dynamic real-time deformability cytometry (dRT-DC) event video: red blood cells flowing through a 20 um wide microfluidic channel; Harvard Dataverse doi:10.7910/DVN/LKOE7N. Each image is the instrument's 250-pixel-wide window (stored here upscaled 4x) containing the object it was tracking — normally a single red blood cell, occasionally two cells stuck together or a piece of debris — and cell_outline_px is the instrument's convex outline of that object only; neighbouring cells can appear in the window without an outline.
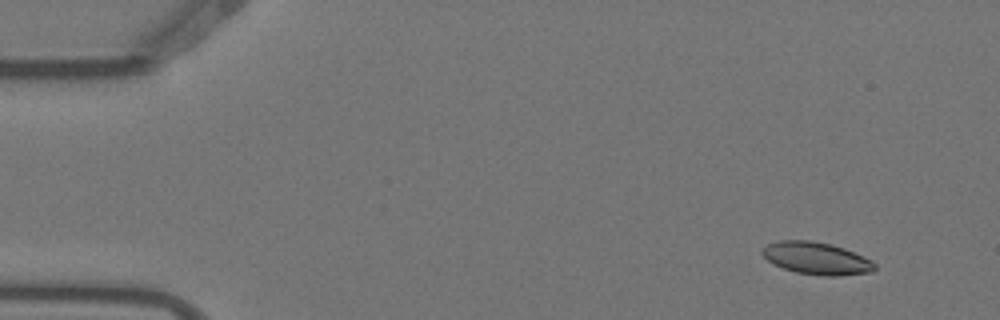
{"species": "Egyptian fruit bat (a non-hibernating species)", "species_latin": "Rousettus aegyptiacus", "temperature_condition": "warm", "stored_images_in_passage": 4, "camera_frame_rate_fps": 3000, "um_per_image_px": 0.085, "animal": {"sex": "female"}, "frame": {"image": 1, "passage_image": 1, "time_ms": 0.0, "image_size_px": [1000, 320], "cell_outline_px": [[876, 268], [872, 272], [840, 276], [824, 276], [796, 272], [772, 264], [760, 252], [768, 244], [780, 240], [812, 240], [832, 244], [844, 248], [872, 260], [876, 264]], "centroid_in_image_um": [69.42, 21.96], "position_along_channel_um": 15.6, "area_um2": 21.27}}
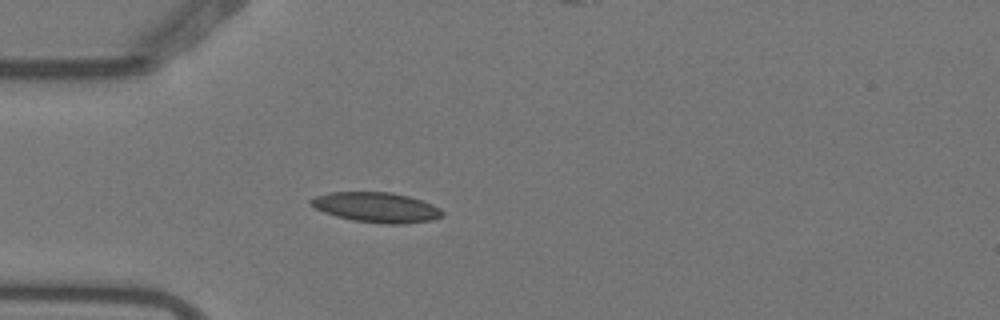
{"frame": {"image": 2, "passage_image": 4, "time_ms": 1.0, "image_size_px": [1000, 320], "cell_outline_px": [[444, 212], [440, 216], [432, 220], [404, 224], [384, 224], [352, 220], [336, 216], [324, 212], [316, 208], [308, 200], [316, 196], [328, 192], [392, 192], [408, 196], [432, 204], [440, 208]], "centroid_in_image_um": [31.99, 17.62], "position_along_channel_um": 53.0, "area_um2": 22.95}}